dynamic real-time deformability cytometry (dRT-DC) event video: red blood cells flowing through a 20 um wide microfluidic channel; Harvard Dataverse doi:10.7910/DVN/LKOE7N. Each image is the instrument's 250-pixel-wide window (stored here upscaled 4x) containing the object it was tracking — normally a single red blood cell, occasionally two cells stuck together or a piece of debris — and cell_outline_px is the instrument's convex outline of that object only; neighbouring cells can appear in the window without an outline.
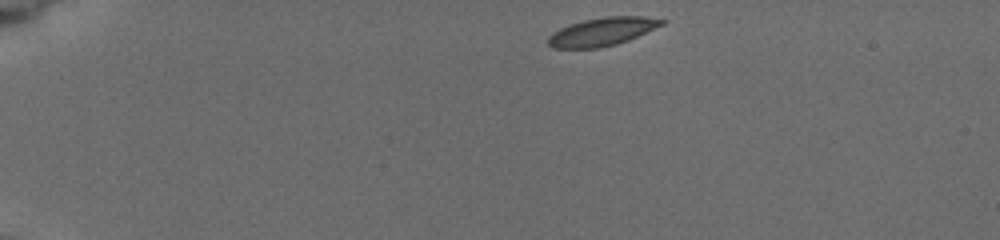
{"species": "common noctule bat (a hibernating species)", "species_latin": "Nyctalus noctula", "temperature_condition": "cold", "stored_images_in_passage": 3, "camera_frame_rate_fps": 3000, "um_per_image_px": 0.085, "animal": {"sex": "female", "body_mass_g": 19.5, "forearm_length_mm": 54.1}, "frame": {"image": 1, "passage_image": 1, "time_ms": 0.0, "image_size_px": [1000, 240], "cell_outline_px": [[668, 20], [664, 24], [628, 40], [616, 44], [600, 48], [552, 48], [548, 44], [548, 36], [552, 32], [560, 28], [584, 20], [604, 16], [644, 16]], "centroid_in_image_um": [51.19, 2.69], "position_along_channel_um": 33.8, "area_um2": 18.67}}